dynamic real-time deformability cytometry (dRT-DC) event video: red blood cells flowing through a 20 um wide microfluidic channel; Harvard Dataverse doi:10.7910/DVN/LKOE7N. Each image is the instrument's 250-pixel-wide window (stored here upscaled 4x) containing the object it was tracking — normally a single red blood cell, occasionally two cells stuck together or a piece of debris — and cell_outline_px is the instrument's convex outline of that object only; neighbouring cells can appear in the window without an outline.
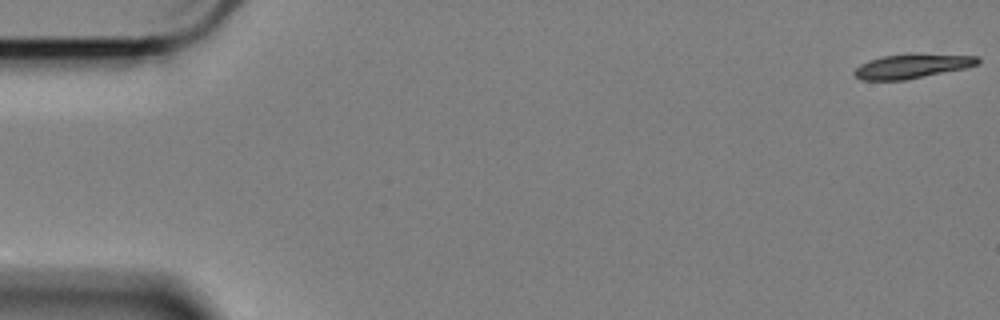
{"species": "Egyptian fruit bat (a non-hibernating species)", "species_latin": "Rousettus aegyptiacus", "temperature_condition": "cold", "stored_images_in_passage": 17, "camera_frame_rate_fps": 3000, "um_per_image_px": 0.085, "animal": {"sex": "female"}, "frame": {"image": 1, "passage_image": 1, "time_ms": 0.0, "image_size_px": [1000, 320], "cell_outline_px": [[980, 60], [976, 64], [964, 68], [904, 80], [860, 80], [852, 72], [860, 64], [868, 60], [880, 56], [980, 56]], "centroid_in_image_um": [77.4, 5.67], "position_along_channel_um": 7.6, "area_um2": 16.42}}